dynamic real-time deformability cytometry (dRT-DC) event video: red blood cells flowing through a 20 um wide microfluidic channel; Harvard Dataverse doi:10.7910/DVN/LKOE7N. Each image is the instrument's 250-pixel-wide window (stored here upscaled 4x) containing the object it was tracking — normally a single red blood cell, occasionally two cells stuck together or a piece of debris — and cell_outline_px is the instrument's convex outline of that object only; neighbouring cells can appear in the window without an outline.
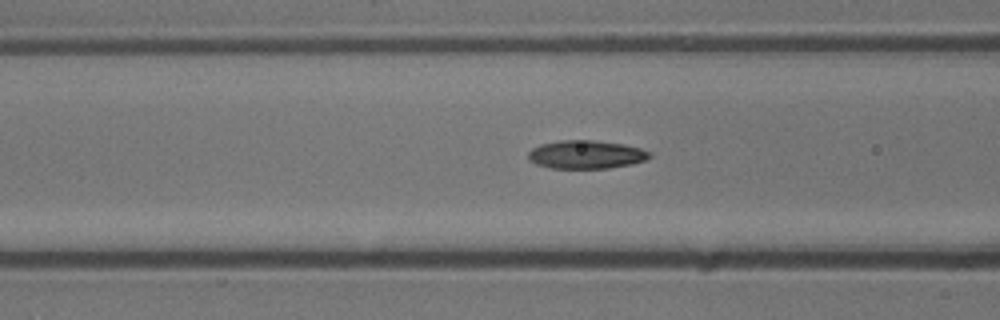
{"species": "common noctule bat (a hibernating species)", "species_latin": "Nyctalus noctula", "temperature_condition": "cold", "stored_images_in_passage": 32, "camera_frame_rate_fps": 3000, "um_per_image_px": 0.085, "animal": {"sex": "male", "body_mass_g": 13.3}, "frame": {"image": 1, "passage_image": 10, "time_ms": 3.0, "image_size_px": [1000, 320], "cell_outline_px": [[652, 156], [648, 160], [632, 164], [608, 168], [552, 168], [536, 164], [528, 160], [528, 152], [532, 148], [540, 144], [560, 140], [592, 140], [624, 144], [640, 148], [652, 152]], "centroid_in_image_um": [49.84, 13.13], "position_along_channel_um": 116.8, "area_um2": 20.23}}
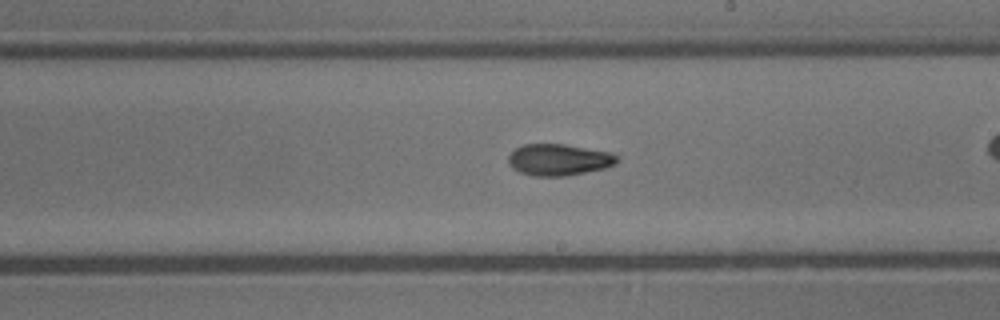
{"frame": {"image": 2, "passage_image": 20, "time_ms": 6.333, "image_size_px": [1000, 320], "cell_outline_px": [[620, 160], [616, 164], [604, 168], [568, 176], [532, 176], [520, 172], [512, 168], [508, 164], [508, 156], [516, 148], [524, 144], [564, 144], [608, 152], [616, 156]], "centroid_in_image_um": [47.47, 13.59], "position_along_channel_um": 241.5, "area_um2": 19.94}}
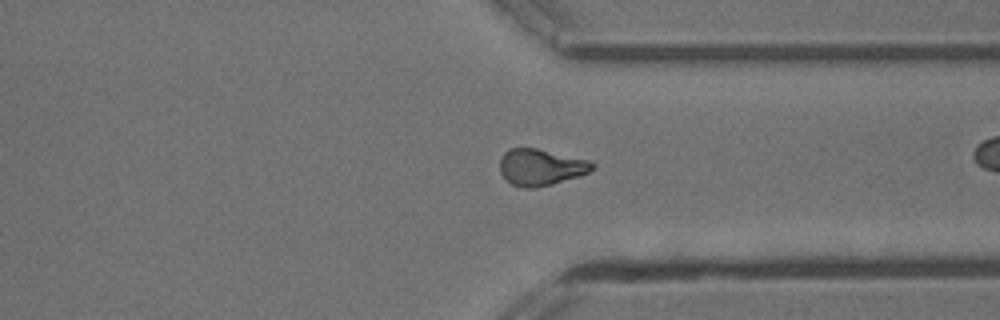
{"frame": {"image": 3, "passage_image": 30, "time_ms": 9.667, "image_size_px": [1000, 320], "cell_outline_px": [[596, 168], [580, 176], [552, 184], [536, 188], [524, 188], [512, 184], [504, 180], [500, 172], [500, 160], [504, 152], [508, 148], [536, 148], [588, 160], [596, 164]], "centroid_in_image_um": [45.95, 14.22], "position_along_channel_um": 365.4, "area_um2": 19.83}}